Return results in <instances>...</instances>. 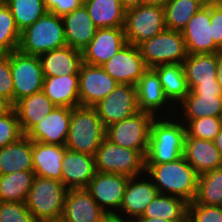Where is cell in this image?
<instances>
[{"label":"cell","mask_w":222,"mask_h":222,"mask_svg":"<svg viewBox=\"0 0 222 222\" xmlns=\"http://www.w3.org/2000/svg\"><path fill=\"white\" fill-rule=\"evenodd\" d=\"M12 108L13 105L9 101L0 97V117L6 115Z\"/></svg>","instance_id":"cell-48"},{"label":"cell","mask_w":222,"mask_h":222,"mask_svg":"<svg viewBox=\"0 0 222 222\" xmlns=\"http://www.w3.org/2000/svg\"><path fill=\"white\" fill-rule=\"evenodd\" d=\"M175 115L180 120H195L207 116L221 117L222 96L195 94L189 90L184 99L176 106Z\"/></svg>","instance_id":"cell-26"},{"label":"cell","mask_w":222,"mask_h":222,"mask_svg":"<svg viewBox=\"0 0 222 222\" xmlns=\"http://www.w3.org/2000/svg\"><path fill=\"white\" fill-rule=\"evenodd\" d=\"M94 108L97 110L105 128L136 114L139 111L137 106L136 86L119 84Z\"/></svg>","instance_id":"cell-14"},{"label":"cell","mask_w":222,"mask_h":222,"mask_svg":"<svg viewBox=\"0 0 222 222\" xmlns=\"http://www.w3.org/2000/svg\"><path fill=\"white\" fill-rule=\"evenodd\" d=\"M128 180L123 174L96 172L85 189L108 215H113L119 212Z\"/></svg>","instance_id":"cell-12"},{"label":"cell","mask_w":222,"mask_h":222,"mask_svg":"<svg viewBox=\"0 0 222 222\" xmlns=\"http://www.w3.org/2000/svg\"><path fill=\"white\" fill-rule=\"evenodd\" d=\"M42 91L56 107H78L79 72L62 77H44Z\"/></svg>","instance_id":"cell-28"},{"label":"cell","mask_w":222,"mask_h":222,"mask_svg":"<svg viewBox=\"0 0 222 222\" xmlns=\"http://www.w3.org/2000/svg\"><path fill=\"white\" fill-rule=\"evenodd\" d=\"M44 2L48 12L61 17L84 4V0H44Z\"/></svg>","instance_id":"cell-44"},{"label":"cell","mask_w":222,"mask_h":222,"mask_svg":"<svg viewBox=\"0 0 222 222\" xmlns=\"http://www.w3.org/2000/svg\"><path fill=\"white\" fill-rule=\"evenodd\" d=\"M192 91L195 94H215V96H222V89L219 83L200 84Z\"/></svg>","instance_id":"cell-46"},{"label":"cell","mask_w":222,"mask_h":222,"mask_svg":"<svg viewBox=\"0 0 222 222\" xmlns=\"http://www.w3.org/2000/svg\"><path fill=\"white\" fill-rule=\"evenodd\" d=\"M10 69L14 82L13 105L22 98L43 90L44 76L39 56L15 50L10 53Z\"/></svg>","instance_id":"cell-9"},{"label":"cell","mask_w":222,"mask_h":222,"mask_svg":"<svg viewBox=\"0 0 222 222\" xmlns=\"http://www.w3.org/2000/svg\"><path fill=\"white\" fill-rule=\"evenodd\" d=\"M208 2L214 6L222 8V0H208Z\"/></svg>","instance_id":"cell-54"},{"label":"cell","mask_w":222,"mask_h":222,"mask_svg":"<svg viewBox=\"0 0 222 222\" xmlns=\"http://www.w3.org/2000/svg\"><path fill=\"white\" fill-rule=\"evenodd\" d=\"M35 176L33 170L0 175V202H25Z\"/></svg>","instance_id":"cell-34"},{"label":"cell","mask_w":222,"mask_h":222,"mask_svg":"<svg viewBox=\"0 0 222 222\" xmlns=\"http://www.w3.org/2000/svg\"><path fill=\"white\" fill-rule=\"evenodd\" d=\"M183 156L198 175L222 166V155L212 140L185 138Z\"/></svg>","instance_id":"cell-23"},{"label":"cell","mask_w":222,"mask_h":222,"mask_svg":"<svg viewBox=\"0 0 222 222\" xmlns=\"http://www.w3.org/2000/svg\"><path fill=\"white\" fill-rule=\"evenodd\" d=\"M186 127L176 116L155 117L145 164H162L181 158L184 154Z\"/></svg>","instance_id":"cell-2"},{"label":"cell","mask_w":222,"mask_h":222,"mask_svg":"<svg viewBox=\"0 0 222 222\" xmlns=\"http://www.w3.org/2000/svg\"><path fill=\"white\" fill-rule=\"evenodd\" d=\"M217 82L219 83L222 89V51L218 53Z\"/></svg>","instance_id":"cell-50"},{"label":"cell","mask_w":222,"mask_h":222,"mask_svg":"<svg viewBox=\"0 0 222 222\" xmlns=\"http://www.w3.org/2000/svg\"><path fill=\"white\" fill-rule=\"evenodd\" d=\"M183 67L189 90L200 84L218 83V53L188 54Z\"/></svg>","instance_id":"cell-29"},{"label":"cell","mask_w":222,"mask_h":222,"mask_svg":"<svg viewBox=\"0 0 222 222\" xmlns=\"http://www.w3.org/2000/svg\"><path fill=\"white\" fill-rule=\"evenodd\" d=\"M147 68L162 64L183 63L187 58L185 41L181 31L165 29L138 45Z\"/></svg>","instance_id":"cell-8"},{"label":"cell","mask_w":222,"mask_h":222,"mask_svg":"<svg viewBox=\"0 0 222 222\" xmlns=\"http://www.w3.org/2000/svg\"><path fill=\"white\" fill-rule=\"evenodd\" d=\"M101 67L118 84L136 85L143 73L148 69L138 46L127 43L119 52Z\"/></svg>","instance_id":"cell-16"},{"label":"cell","mask_w":222,"mask_h":222,"mask_svg":"<svg viewBox=\"0 0 222 222\" xmlns=\"http://www.w3.org/2000/svg\"><path fill=\"white\" fill-rule=\"evenodd\" d=\"M169 0H143V4L164 7Z\"/></svg>","instance_id":"cell-52"},{"label":"cell","mask_w":222,"mask_h":222,"mask_svg":"<svg viewBox=\"0 0 222 222\" xmlns=\"http://www.w3.org/2000/svg\"><path fill=\"white\" fill-rule=\"evenodd\" d=\"M119 1L125 11L137 8L138 6L143 4V0H119Z\"/></svg>","instance_id":"cell-47"},{"label":"cell","mask_w":222,"mask_h":222,"mask_svg":"<svg viewBox=\"0 0 222 222\" xmlns=\"http://www.w3.org/2000/svg\"><path fill=\"white\" fill-rule=\"evenodd\" d=\"M21 32L9 7L0 3V51L3 54L11 53L19 49Z\"/></svg>","instance_id":"cell-38"},{"label":"cell","mask_w":222,"mask_h":222,"mask_svg":"<svg viewBox=\"0 0 222 222\" xmlns=\"http://www.w3.org/2000/svg\"><path fill=\"white\" fill-rule=\"evenodd\" d=\"M127 43L123 27L97 28L95 36L82 50V62L101 66Z\"/></svg>","instance_id":"cell-17"},{"label":"cell","mask_w":222,"mask_h":222,"mask_svg":"<svg viewBox=\"0 0 222 222\" xmlns=\"http://www.w3.org/2000/svg\"><path fill=\"white\" fill-rule=\"evenodd\" d=\"M154 118L149 113L138 111L106 127L105 137L118 146L137 150L146 157Z\"/></svg>","instance_id":"cell-7"},{"label":"cell","mask_w":222,"mask_h":222,"mask_svg":"<svg viewBox=\"0 0 222 222\" xmlns=\"http://www.w3.org/2000/svg\"><path fill=\"white\" fill-rule=\"evenodd\" d=\"M67 191L62 181L36 175L25 204L38 222H60Z\"/></svg>","instance_id":"cell-3"},{"label":"cell","mask_w":222,"mask_h":222,"mask_svg":"<svg viewBox=\"0 0 222 222\" xmlns=\"http://www.w3.org/2000/svg\"><path fill=\"white\" fill-rule=\"evenodd\" d=\"M135 86L139 111L154 117L175 115L176 107L165 96L159 77L152 68L143 73Z\"/></svg>","instance_id":"cell-11"},{"label":"cell","mask_w":222,"mask_h":222,"mask_svg":"<svg viewBox=\"0 0 222 222\" xmlns=\"http://www.w3.org/2000/svg\"><path fill=\"white\" fill-rule=\"evenodd\" d=\"M186 127V138L214 140L222 130L221 117L207 116L195 120H180Z\"/></svg>","instance_id":"cell-39"},{"label":"cell","mask_w":222,"mask_h":222,"mask_svg":"<svg viewBox=\"0 0 222 222\" xmlns=\"http://www.w3.org/2000/svg\"><path fill=\"white\" fill-rule=\"evenodd\" d=\"M107 215L85 188L68 189L60 222H104Z\"/></svg>","instance_id":"cell-20"},{"label":"cell","mask_w":222,"mask_h":222,"mask_svg":"<svg viewBox=\"0 0 222 222\" xmlns=\"http://www.w3.org/2000/svg\"><path fill=\"white\" fill-rule=\"evenodd\" d=\"M187 208L188 203L182 198L158 193L147 205L142 217L184 222L187 219Z\"/></svg>","instance_id":"cell-33"},{"label":"cell","mask_w":222,"mask_h":222,"mask_svg":"<svg viewBox=\"0 0 222 222\" xmlns=\"http://www.w3.org/2000/svg\"><path fill=\"white\" fill-rule=\"evenodd\" d=\"M66 46L82 51L95 36L97 27L83 4L62 16Z\"/></svg>","instance_id":"cell-22"},{"label":"cell","mask_w":222,"mask_h":222,"mask_svg":"<svg viewBox=\"0 0 222 222\" xmlns=\"http://www.w3.org/2000/svg\"><path fill=\"white\" fill-rule=\"evenodd\" d=\"M213 141H214L215 146L219 149V151H220V153L222 155V130L215 137V139Z\"/></svg>","instance_id":"cell-53"},{"label":"cell","mask_w":222,"mask_h":222,"mask_svg":"<svg viewBox=\"0 0 222 222\" xmlns=\"http://www.w3.org/2000/svg\"><path fill=\"white\" fill-rule=\"evenodd\" d=\"M157 194L156 186L146 173L129 177L121 207L116 215L131 220L142 216Z\"/></svg>","instance_id":"cell-18"},{"label":"cell","mask_w":222,"mask_h":222,"mask_svg":"<svg viewBox=\"0 0 222 222\" xmlns=\"http://www.w3.org/2000/svg\"><path fill=\"white\" fill-rule=\"evenodd\" d=\"M71 119V108L55 107L43 120L38 122L26 134L40 143L65 146Z\"/></svg>","instance_id":"cell-19"},{"label":"cell","mask_w":222,"mask_h":222,"mask_svg":"<svg viewBox=\"0 0 222 222\" xmlns=\"http://www.w3.org/2000/svg\"><path fill=\"white\" fill-rule=\"evenodd\" d=\"M133 222H172L161 218H145L142 216L136 217L132 220Z\"/></svg>","instance_id":"cell-51"},{"label":"cell","mask_w":222,"mask_h":222,"mask_svg":"<svg viewBox=\"0 0 222 222\" xmlns=\"http://www.w3.org/2000/svg\"><path fill=\"white\" fill-rule=\"evenodd\" d=\"M188 204L222 207V166L198 176L196 197Z\"/></svg>","instance_id":"cell-36"},{"label":"cell","mask_w":222,"mask_h":222,"mask_svg":"<svg viewBox=\"0 0 222 222\" xmlns=\"http://www.w3.org/2000/svg\"><path fill=\"white\" fill-rule=\"evenodd\" d=\"M5 4L9 7L20 32L48 12L44 0H8Z\"/></svg>","instance_id":"cell-37"},{"label":"cell","mask_w":222,"mask_h":222,"mask_svg":"<svg viewBox=\"0 0 222 222\" xmlns=\"http://www.w3.org/2000/svg\"><path fill=\"white\" fill-rule=\"evenodd\" d=\"M208 0H169L164 8L166 29L182 31Z\"/></svg>","instance_id":"cell-35"},{"label":"cell","mask_w":222,"mask_h":222,"mask_svg":"<svg viewBox=\"0 0 222 222\" xmlns=\"http://www.w3.org/2000/svg\"><path fill=\"white\" fill-rule=\"evenodd\" d=\"M212 38L222 50V8L211 4Z\"/></svg>","instance_id":"cell-45"},{"label":"cell","mask_w":222,"mask_h":222,"mask_svg":"<svg viewBox=\"0 0 222 222\" xmlns=\"http://www.w3.org/2000/svg\"><path fill=\"white\" fill-rule=\"evenodd\" d=\"M66 46L61 16L47 12L21 32L19 50L28 55L43 53Z\"/></svg>","instance_id":"cell-5"},{"label":"cell","mask_w":222,"mask_h":222,"mask_svg":"<svg viewBox=\"0 0 222 222\" xmlns=\"http://www.w3.org/2000/svg\"><path fill=\"white\" fill-rule=\"evenodd\" d=\"M145 173L159 194L176 196L187 203L194 201L199 175L184 156L167 163L145 164Z\"/></svg>","instance_id":"cell-1"},{"label":"cell","mask_w":222,"mask_h":222,"mask_svg":"<svg viewBox=\"0 0 222 222\" xmlns=\"http://www.w3.org/2000/svg\"><path fill=\"white\" fill-rule=\"evenodd\" d=\"M44 77L75 75L82 63V51L64 46L39 56Z\"/></svg>","instance_id":"cell-24"},{"label":"cell","mask_w":222,"mask_h":222,"mask_svg":"<svg viewBox=\"0 0 222 222\" xmlns=\"http://www.w3.org/2000/svg\"><path fill=\"white\" fill-rule=\"evenodd\" d=\"M106 128L94 107L78 106L71 108L67 149L95 156L105 139Z\"/></svg>","instance_id":"cell-4"},{"label":"cell","mask_w":222,"mask_h":222,"mask_svg":"<svg viewBox=\"0 0 222 222\" xmlns=\"http://www.w3.org/2000/svg\"><path fill=\"white\" fill-rule=\"evenodd\" d=\"M95 163L97 172L129 177L145 173V157L139 151L118 146L106 137L96 151Z\"/></svg>","instance_id":"cell-6"},{"label":"cell","mask_w":222,"mask_h":222,"mask_svg":"<svg viewBox=\"0 0 222 222\" xmlns=\"http://www.w3.org/2000/svg\"><path fill=\"white\" fill-rule=\"evenodd\" d=\"M33 170L32 140L25 134L17 141L0 148V175Z\"/></svg>","instance_id":"cell-30"},{"label":"cell","mask_w":222,"mask_h":222,"mask_svg":"<svg viewBox=\"0 0 222 222\" xmlns=\"http://www.w3.org/2000/svg\"><path fill=\"white\" fill-rule=\"evenodd\" d=\"M61 181L68 189L86 188L96 174L95 156L70 149L62 160Z\"/></svg>","instance_id":"cell-21"},{"label":"cell","mask_w":222,"mask_h":222,"mask_svg":"<svg viewBox=\"0 0 222 222\" xmlns=\"http://www.w3.org/2000/svg\"><path fill=\"white\" fill-rule=\"evenodd\" d=\"M104 222H133L131 219H126L124 217H120L116 214L113 215H107L105 217Z\"/></svg>","instance_id":"cell-49"},{"label":"cell","mask_w":222,"mask_h":222,"mask_svg":"<svg viewBox=\"0 0 222 222\" xmlns=\"http://www.w3.org/2000/svg\"><path fill=\"white\" fill-rule=\"evenodd\" d=\"M8 0H0V3H6Z\"/></svg>","instance_id":"cell-55"},{"label":"cell","mask_w":222,"mask_h":222,"mask_svg":"<svg viewBox=\"0 0 222 222\" xmlns=\"http://www.w3.org/2000/svg\"><path fill=\"white\" fill-rule=\"evenodd\" d=\"M189 222H222V207L201 204H188Z\"/></svg>","instance_id":"cell-42"},{"label":"cell","mask_w":222,"mask_h":222,"mask_svg":"<svg viewBox=\"0 0 222 222\" xmlns=\"http://www.w3.org/2000/svg\"><path fill=\"white\" fill-rule=\"evenodd\" d=\"M23 135L14 108L0 117V148L17 141Z\"/></svg>","instance_id":"cell-40"},{"label":"cell","mask_w":222,"mask_h":222,"mask_svg":"<svg viewBox=\"0 0 222 222\" xmlns=\"http://www.w3.org/2000/svg\"><path fill=\"white\" fill-rule=\"evenodd\" d=\"M118 85L101 66L82 62L79 68V106L95 107Z\"/></svg>","instance_id":"cell-13"},{"label":"cell","mask_w":222,"mask_h":222,"mask_svg":"<svg viewBox=\"0 0 222 222\" xmlns=\"http://www.w3.org/2000/svg\"><path fill=\"white\" fill-rule=\"evenodd\" d=\"M65 146L32 141V160L35 175L61 181Z\"/></svg>","instance_id":"cell-25"},{"label":"cell","mask_w":222,"mask_h":222,"mask_svg":"<svg viewBox=\"0 0 222 222\" xmlns=\"http://www.w3.org/2000/svg\"><path fill=\"white\" fill-rule=\"evenodd\" d=\"M123 28L127 42L138 46L166 29L164 8L142 4L125 11Z\"/></svg>","instance_id":"cell-10"},{"label":"cell","mask_w":222,"mask_h":222,"mask_svg":"<svg viewBox=\"0 0 222 222\" xmlns=\"http://www.w3.org/2000/svg\"><path fill=\"white\" fill-rule=\"evenodd\" d=\"M13 78L10 69V53L0 57V97L13 105Z\"/></svg>","instance_id":"cell-43"},{"label":"cell","mask_w":222,"mask_h":222,"mask_svg":"<svg viewBox=\"0 0 222 222\" xmlns=\"http://www.w3.org/2000/svg\"><path fill=\"white\" fill-rule=\"evenodd\" d=\"M55 107L43 91L24 97L13 105L21 131L25 135Z\"/></svg>","instance_id":"cell-27"},{"label":"cell","mask_w":222,"mask_h":222,"mask_svg":"<svg viewBox=\"0 0 222 222\" xmlns=\"http://www.w3.org/2000/svg\"><path fill=\"white\" fill-rule=\"evenodd\" d=\"M188 54H209L222 51L212 38L211 3L207 2L181 31Z\"/></svg>","instance_id":"cell-15"},{"label":"cell","mask_w":222,"mask_h":222,"mask_svg":"<svg viewBox=\"0 0 222 222\" xmlns=\"http://www.w3.org/2000/svg\"><path fill=\"white\" fill-rule=\"evenodd\" d=\"M152 69L159 77L165 96L176 107L189 92L183 63L162 64Z\"/></svg>","instance_id":"cell-31"},{"label":"cell","mask_w":222,"mask_h":222,"mask_svg":"<svg viewBox=\"0 0 222 222\" xmlns=\"http://www.w3.org/2000/svg\"><path fill=\"white\" fill-rule=\"evenodd\" d=\"M84 5L97 28L124 27L125 10L119 0H84Z\"/></svg>","instance_id":"cell-32"},{"label":"cell","mask_w":222,"mask_h":222,"mask_svg":"<svg viewBox=\"0 0 222 222\" xmlns=\"http://www.w3.org/2000/svg\"><path fill=\"white\" fill-rule=\"evenodd\" d=\"M0 222H38L25 202H0Z\"/></svg>","instance_id":"cell-41"}]
</instances>
